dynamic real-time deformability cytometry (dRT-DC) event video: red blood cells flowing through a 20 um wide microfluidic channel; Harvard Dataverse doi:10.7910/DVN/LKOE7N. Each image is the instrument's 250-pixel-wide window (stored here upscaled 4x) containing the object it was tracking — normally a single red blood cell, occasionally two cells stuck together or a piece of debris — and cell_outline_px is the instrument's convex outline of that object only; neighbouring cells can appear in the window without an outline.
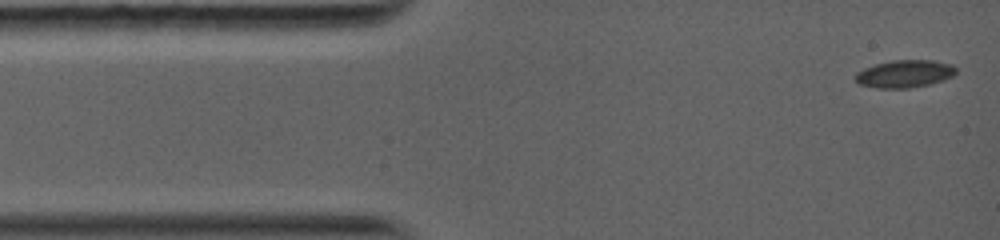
{"species": "common noctule bat (a hibernating species)", "species_latin": "Nyctalus noctula", "temperature_condition": "warm", "stored_images_in_passage": 31, "camera_frame_rate_fps": 5000, "um_per_image_px": 0.085, "animal": {"sex": "female", "body_mass_g": 19.0, "forearm_length_mm": 56.7}, "frame": {"image": 1, "passage_image": 1, "time_ms": 0.0, "image_size_px": [1000, 240], "cell_outline_px": [[956, 72], [952, 76], [928, 84], [908, 88], [876, 88], [860, 84], [856, 80], [856, 72], [864, 68], [876, 64], [892, 60], [932, 60], [952, 64], [956, 68]], "centroid_in_image_um": [76.88, 6.26], "position_along_channel_um": 8.1, "area_um2": 15.95}}
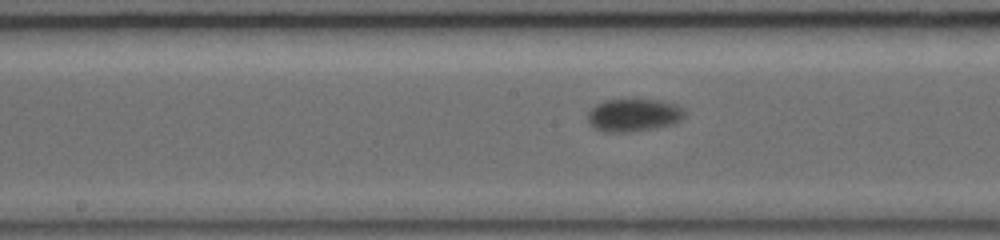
{"frame": {"image": 2, "passage_image": 16, "time_ms": 6.6, "image_size_px": [1000, 240], "cell_outline_px": [[684, 116], [676, 124], [656, 128], [628, 132], [604, 132], [592, 128], [588, 124], [588, 112], [596, 104], [604, 100], [660, 100], [676, 104], [684, 108]], "centroid_in_image_um": [53.85, 9.8], "position_along_channel_um": 194.3, "area_um2": 18.73}}
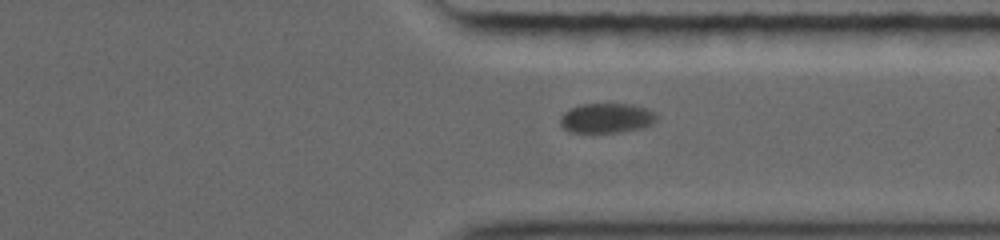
{"frame": {"image": 3, "passage_image": 26, "time_ms": 10.8, "image_size_px": [1000, 240], "cell_outline_px": [[656, 120], [652, 124], [644, 128], [620, 132], [568, 132], [560, 124], [560, 116], [568, 108], [580, 104], [632, 104], [648, 108], [656, 112]], "centroid_in_image_um": [51.56, 10.03], "position_along_channel_um": 359.8, "area_um2": 16.99}, "authors_computed_cell_mechanics": {"area_um2": 16.9932, "velocity_mm_per_s": 3.9302, "shape_relaxation_time_tau1_ms": 2.3765, "shape_relaxation_time_tau2_ms": null, "deformation_change_tau1": 0.0769, "deformation_change_tau2": null}}